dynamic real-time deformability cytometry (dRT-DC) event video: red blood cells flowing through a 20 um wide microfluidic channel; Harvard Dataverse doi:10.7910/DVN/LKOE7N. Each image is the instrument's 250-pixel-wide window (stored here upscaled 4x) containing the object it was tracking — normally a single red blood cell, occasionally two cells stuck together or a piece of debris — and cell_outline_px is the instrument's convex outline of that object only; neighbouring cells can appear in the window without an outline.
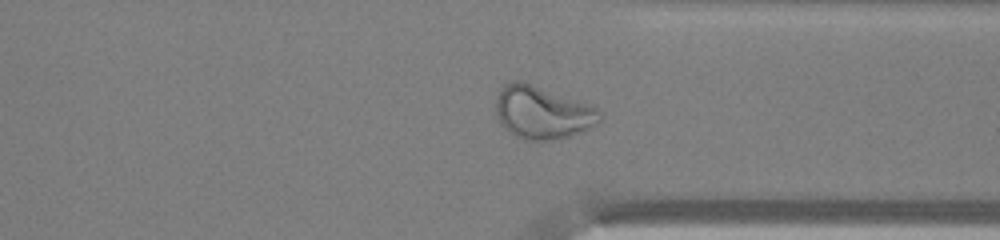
{"species": "common noctule bat (a hibernating species)", "species_latin": "Nyctalus noctula", "temperature_condition": "warm", "stored_images_in_passage": 43, "camera_frame_rate_fps": 3000, "um_per_image_px": 0.085, "animal": {"sex": "male", "body_mass_g": 13.0, "forearm_length_mm": 53.1}, "frame": {"image": 1, "passage_image": 31, "time_ms": 10.0, "image_size_px": [1000, 240], "cell_outline_px": [[600, 120], [596, 124], [580, 132], [568, 136], [552, 140], [524, 140], [516, 136], [504, 128], [500, 124], [496, 112], [496, 96], [500, 88], [504, 84], [516, 80], [520, 80], [532, 84], [596, 108], [600, 112]], "centroid_in_image_um": [46.03, 9.57], "position_along_channel_um": 365.4, "area_um2": 31.44}}